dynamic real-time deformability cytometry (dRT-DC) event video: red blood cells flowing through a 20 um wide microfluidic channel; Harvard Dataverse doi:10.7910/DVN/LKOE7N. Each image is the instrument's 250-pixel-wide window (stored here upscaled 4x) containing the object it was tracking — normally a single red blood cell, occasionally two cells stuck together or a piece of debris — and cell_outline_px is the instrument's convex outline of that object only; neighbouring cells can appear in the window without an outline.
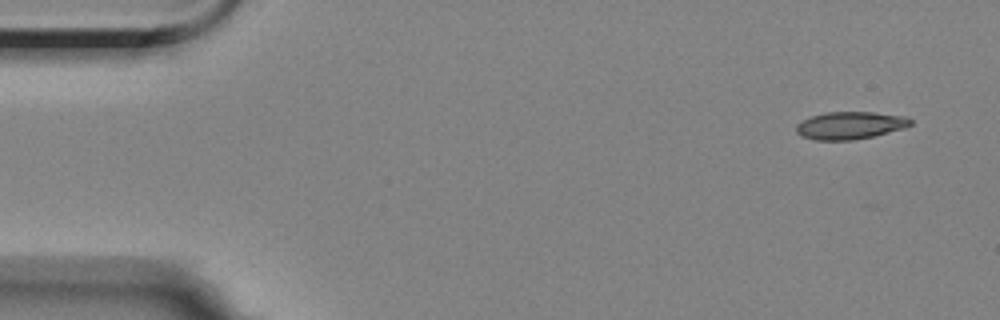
{"species": "Egyptian fruit bat (a non-hibernating species)", "species_latin": "Rousettus aegyptiacus", "temperature_condition": "room temperature", "stored_images_in_passage": 18, "camera_frame_rate_fps": 3000, "um_per_image_px": 0.085, "animal": {"sex": "female"}, "frame": {"image": 1, "passage_image": 1, "time_ms": 0.0, "image_size_px": [1000, 320], "cell_outline_px": [[912, 124], [904, 128], [872, 136], [852, 140], [812, 140], [800, 136], [796, 132], [796, 124], [812, 116], [824, 112], [876, 112], [908, 116], [912, 120]], "centroid_in_image_um": [72.26, 10.65], "position_along_channel_um": 12.7, "area_um2": 18.44}}
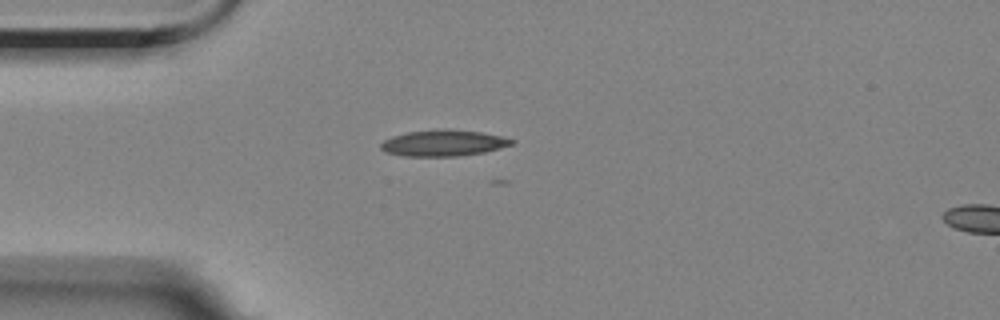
{"frame": {"image": 2, "passage_image": 12, "time_ms": 3.667, "image_size_px": [1000, 320], "cell_outline_px": [[516, 140], [512, 144], [484, 152], [456, 156], [404, 156], [384, 152], [380, 148], [380, 144], [384, 140], [392, 136], [408, 132], [444, 128], [448, 128], [480, 132], [500, 136]], "centroid_in_image_um": [37.65, 12.15], "position_along_channel_um": 47.4, "area_um2": 19.94}}
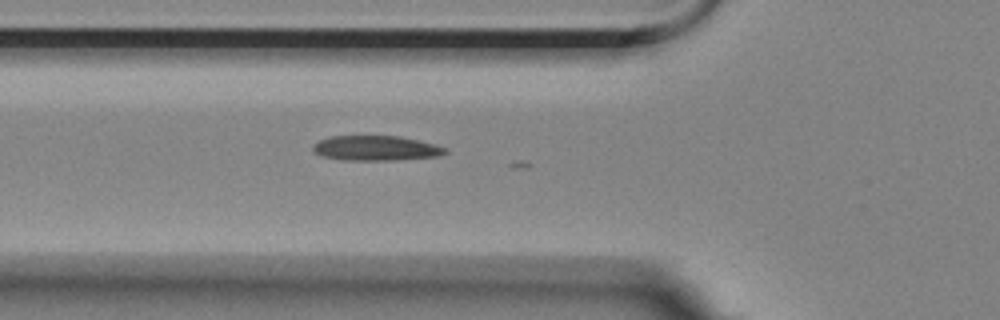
{"frame": {"image": 3, "passage_image": 17, "time_ms": 5.333, "image_size_px": [1000, 320], "cell_outline_px": [[448, 152], [440, 156], [392, 160], [344, 160], [324, 156], [316, 152], [312, 148], [312, 144], [328, 136], [400, 136], [436, 144], [448, 148]], "centroid_in_image_um": [31.99, 12.59], "position_along_channel_um": 93.8, "area_um2": 19.25}}